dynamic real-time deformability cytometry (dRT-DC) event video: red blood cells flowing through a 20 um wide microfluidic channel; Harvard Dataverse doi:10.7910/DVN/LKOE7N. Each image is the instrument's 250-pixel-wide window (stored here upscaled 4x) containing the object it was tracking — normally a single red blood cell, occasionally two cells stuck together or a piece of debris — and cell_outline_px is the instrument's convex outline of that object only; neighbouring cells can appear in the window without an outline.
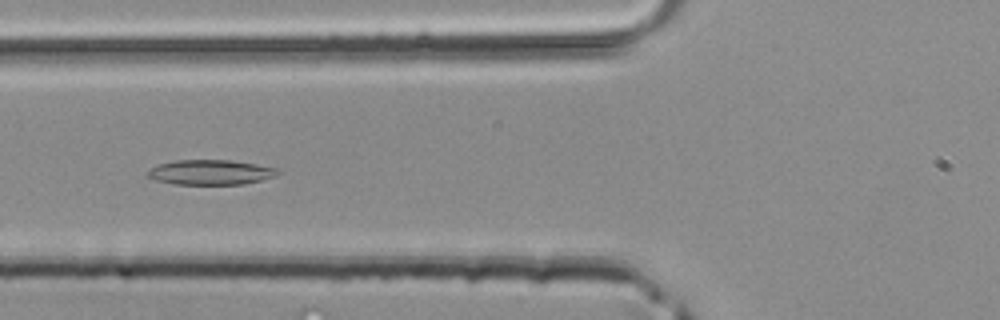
{"species": "common noctule bat (a hibernating species)", "species_latin": "Nyctalus noctula", "temperature_condition": "room temperature", "stored_images_in_passage": 36, "camera_frame_rate_fps": 3000, "um_per_image_px": 0.085, "animal": {"sex": "male", "body_mass_g": 20.4}, "frame": {"image": 1, "passage_image": 9, "time_ms": 2.667, "image_size_px": [1000, 320], "cell_outline_px": [[284, 172], [276, 176], [244, 184], [176, 184], [156, 180], [148, 176], [148, 172], [152, 168], [160, 164], [172, 160], [232, 160], [256, 164], [276, 168]], "centroid_in_image_um": [17.96, 14.64], "position_along_channel_um": 107.8, "area_um2": 18.84}}
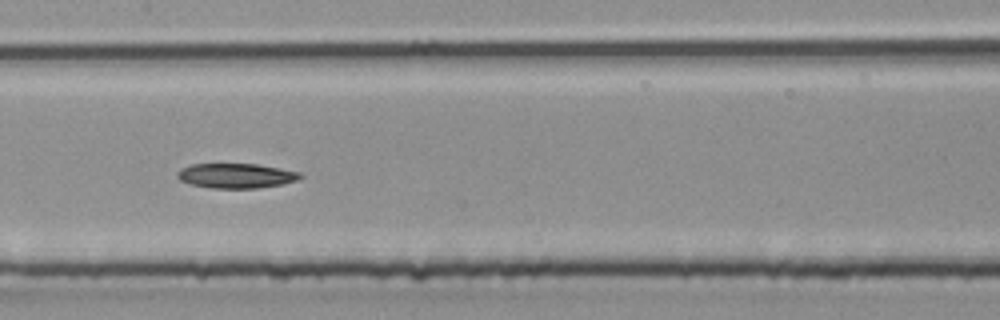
{"frame": {"image": 2, "passage_image": 14, "time_ms": 4.333, "image_size_px": [1000, 320], "cell_outline_px": [[304, 176], [296, 180], [284, 184], [256, 188], [212, 188], [188, 184], [180, 180], [176, 176], [176, 172], [180, 168], [192, 164], [256, 164], [300, 172]], "centroid_in_image_um": [20.03, 14.94], "position_along_channel_um": 187.4, "area_um2": 17.8}}
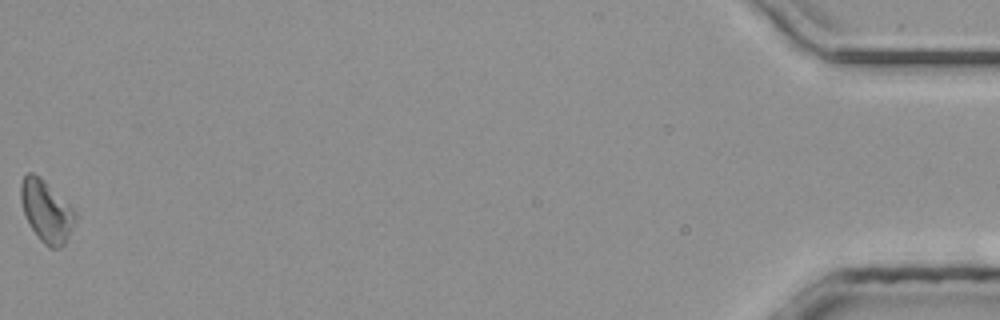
{"frame": {"image": 3, "passage_image": 36, "time_ms": 11.667, "image_size_px": [1000, 320], "cell_outline_px": [[76, 216], [68, 236], [64, 244], [60, 248], [48, 248], [40, 240], [24, 216], [20, 200], [20, 184], [24, 176], [28, 172], [32, 172], [40, 176], [76, 212]], "centroid_in_image_um": [3.9, 17.94], "position_along_channel_um": 431.3, "area_um2": 19.36}}